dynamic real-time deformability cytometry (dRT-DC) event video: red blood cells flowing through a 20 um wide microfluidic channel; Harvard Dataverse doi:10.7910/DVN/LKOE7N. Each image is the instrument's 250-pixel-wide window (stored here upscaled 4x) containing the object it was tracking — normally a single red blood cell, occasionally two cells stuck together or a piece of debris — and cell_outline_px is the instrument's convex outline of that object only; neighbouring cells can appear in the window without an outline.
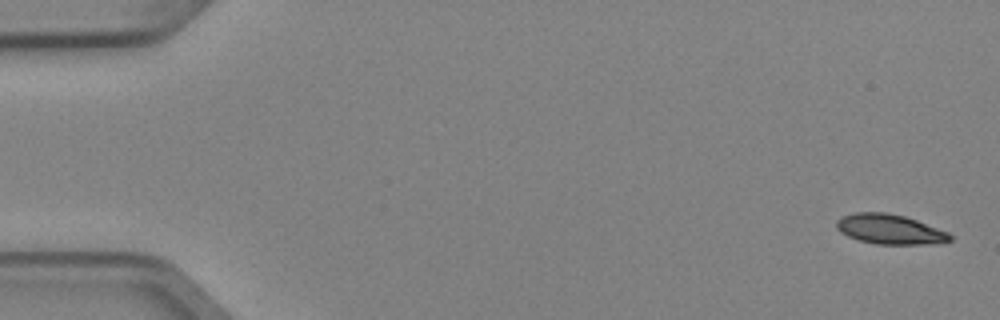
{"species": "Egyptian fruit bat (a non-hibernating species)", "species_latin": "Rousettus aegyptiacus", "temperature_condition": "cold", "stored_images_in_passage": 5, "camera_frame_rate_fps": 3000, "um_per_image_px": 0.085, "animal": {"sex": "female"}, "frame": {"image": 1, "passage_image": 1, "time_ms": 0.0, "image_size_px": [1000, 320], "cell_outline_px": [[952, 240], [944, 244], [876, 244], [860, 240], [848, 236], [840, 232], [836, 228], [836, 220], [840, 216], [856, 212], [884, 212], [904, 216], [916, 220], [948, 232], [952, 236]], "centroid_in_image_um": [75.64, 19.49], "position_along_channel_um": 9.4, "area_um2": 19.88}}